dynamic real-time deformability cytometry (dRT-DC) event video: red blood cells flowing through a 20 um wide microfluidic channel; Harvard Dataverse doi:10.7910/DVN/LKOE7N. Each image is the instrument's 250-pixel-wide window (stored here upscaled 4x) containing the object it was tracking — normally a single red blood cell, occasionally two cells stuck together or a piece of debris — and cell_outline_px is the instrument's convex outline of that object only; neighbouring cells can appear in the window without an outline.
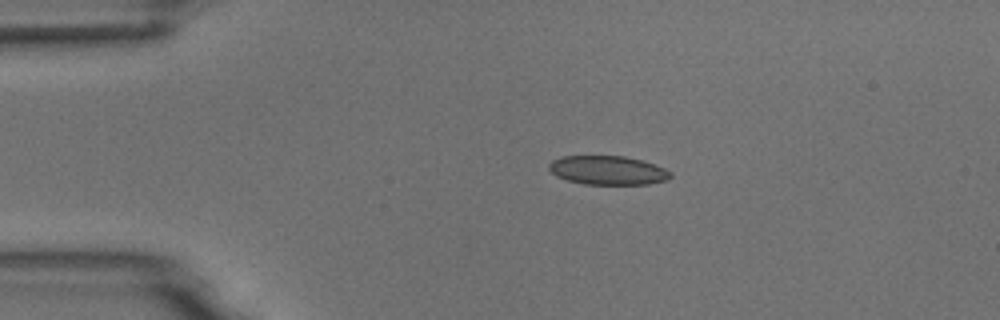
{"species": "common noctule bat (a hibernating species)", "species_latin": "Nyctalus noctula", "temperature_condition": "room temperature", "stored_images_in_passage": 3, "camera_frame_rate_fps": 3000, "um_per_image_px": 0.085, "animal": {"sex": "male", "body_mass_g": 18.8}, "frame": {"image": 1, "passage_image": 1, "time_ms": 0.0, "image_size_px": [1000, 320], "cell_outline_px": [[672, 176], [668, 180], [648, 184], [584, 184], [568, 180], [556, 176], [548, 168], [548, 164], [552, 160], [560, 156], [624, 156], [640, 160], [664, 168], [672, 172]], "centroid_in_image_um": [51.65, 14.47], "position_along_channel_um": 33.3, "area_um2": 20.46}}
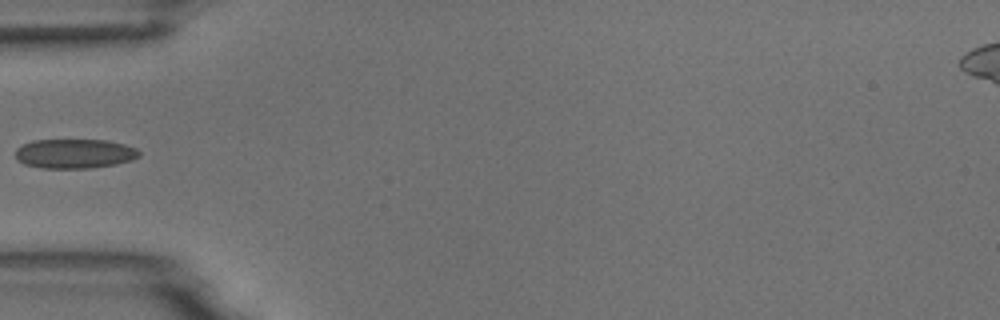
{"frame": {"image": 2, "passage_image": 3, "time_ms": 2.333, "image_size_px": [1000, 320], "cell_outline_px": [[140, 156], [132, 160], [116, 164], [88, 168], [40, 168], [24, 164], [16, 160], [16, 148], [32, 140], [108, 140], [124, 144], [136, 148], [140, 152]], "centroid_in_image_um": [6.33, 13.06], "position_along_channel_um": 78.7, "area_um2": 21.33}}